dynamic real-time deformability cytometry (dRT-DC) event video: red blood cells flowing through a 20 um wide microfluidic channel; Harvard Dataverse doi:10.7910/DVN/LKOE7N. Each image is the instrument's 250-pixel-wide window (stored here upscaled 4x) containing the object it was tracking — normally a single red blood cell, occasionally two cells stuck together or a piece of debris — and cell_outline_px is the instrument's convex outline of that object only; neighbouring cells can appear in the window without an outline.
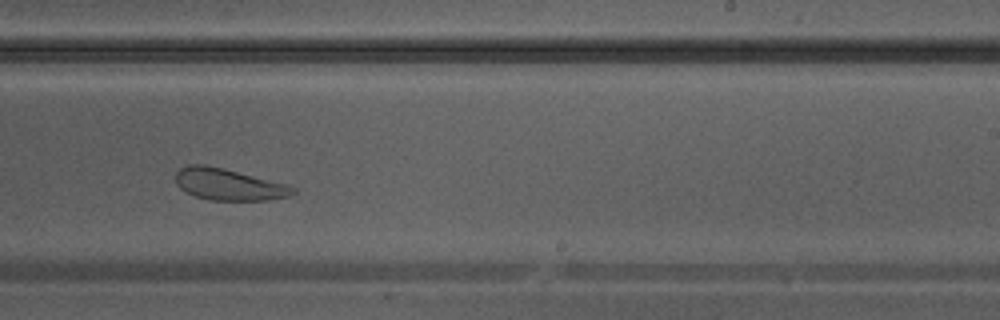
{"species": "Egyptian fruit bat (a non-hibernating species)", "species_latin": "Rousettus aegyptiacus", "temperature_condition": "warm", "stored_images_in_passage": 26, "camera_frame_rate_fps": 3000, "um_per_image_px": 0.085, "animal": {"sex": "male"}, "frame": {"image": 1, "passage_image": 19, "time_ms": 6.0, "image_size_px": [1000, 320], "cell_outline_px": [[296, 192], [288, 196], [268, 200], [208, 200], [184, 192], [176, 184], [176, 172], [180, 168], [188, 164], [204, 164], [224, 168], [288, 184], [296, 188]], "centroid_in_image_um": [19.42, 15.67], "position_along_channel_um": 269.6, "area_um2": 21.79}}